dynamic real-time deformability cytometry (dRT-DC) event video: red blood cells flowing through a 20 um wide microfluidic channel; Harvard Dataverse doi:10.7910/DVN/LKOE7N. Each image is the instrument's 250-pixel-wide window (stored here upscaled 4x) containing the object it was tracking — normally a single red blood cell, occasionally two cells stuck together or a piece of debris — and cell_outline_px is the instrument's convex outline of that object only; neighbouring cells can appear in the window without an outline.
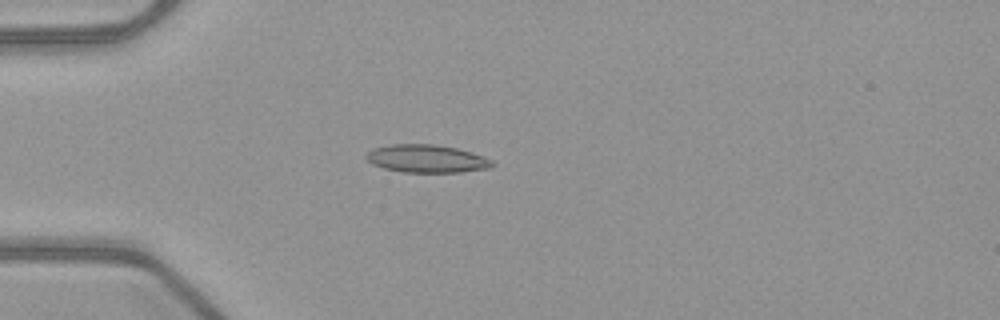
{"species": "common noctule bat (a hibernating species)", "species_latin": "Nyctalus noctula", "temperature_condition": "warm", "stored_images_in_passage": 52, "camera_frame_rate_fps": 3000, "um_per_image_px": 0.085, "animal": {"sex": "female", "body_mass_g": 21.9}, "frame": {"image": 1, "passage_image": 15, "time_ms": 4.667, "image_size_px": [1000, 320], "cell_outline_px": [[496, 164], [492, 168], [460, 172], [404, 172], [384, 168], [372, 164], [364, 156], [372, 148], [392, 144], [432, 144], [456, 148], [472, 152], [484, 156], [492, 160]], "centroid_in_image_um": [36.29, 13.49], "position_along_channel_um": 48.7, "area_um2": 20.58}}
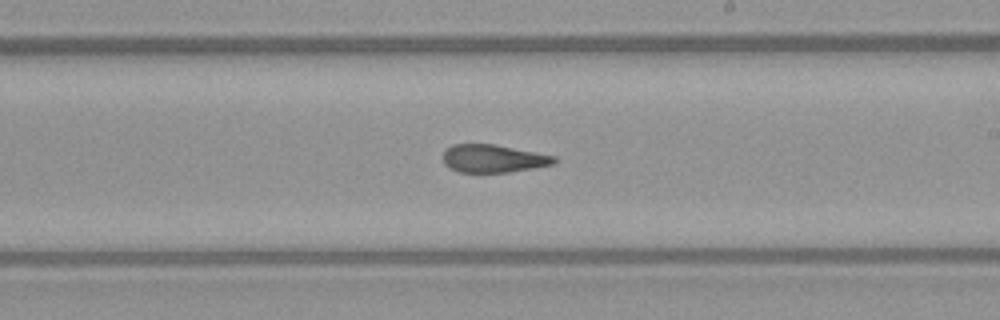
{"frame": {"image": 2, "passage_image": 31, "time_ms": 10.0, "image_size_px": [1000, 320], "cell_outline_px": [[556, 164], [508, 172], [460, 172], [448, 168], [444, 164], [444, 152], [452, 144], [492, 144], [536, 152], [556, 156]], "centroid_in_image_um": [41.93, 13.48], "position_along_channel_um": 247.1, "area_um2": 17.98}}
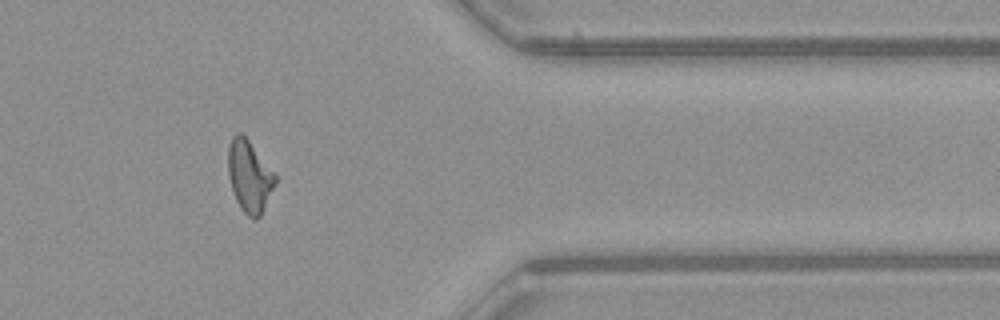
{"frame": {"image": 3, "passage_image": 43, "time_ms": 14.0, "image_size_px": [1000, 320], "cell_outline_px": [[276, 184], [260, 216], [256, 220], [252, 220], [240, 208], [232, 192], [228, 176], [228, 148], [232, 136], [236, 132], [240, 132], [248, 140], [276, 176]], "centroid_in_image_um": [21.17, 15.02], "position_along_channel_um": 390.2, "area_um2": 19.59}, "authors_computed_cell_mechanics": {"area_um2": 19.363, "velocity_mm_per_s": 4.0251, "shape_relaxation_time_tau1_ms": 7.8716, "shape_relaxation_time_tau2_ms": 1.6493, "deformation_change_tau1": 0.2283, "deformation_change_tau2": 0.1082}}